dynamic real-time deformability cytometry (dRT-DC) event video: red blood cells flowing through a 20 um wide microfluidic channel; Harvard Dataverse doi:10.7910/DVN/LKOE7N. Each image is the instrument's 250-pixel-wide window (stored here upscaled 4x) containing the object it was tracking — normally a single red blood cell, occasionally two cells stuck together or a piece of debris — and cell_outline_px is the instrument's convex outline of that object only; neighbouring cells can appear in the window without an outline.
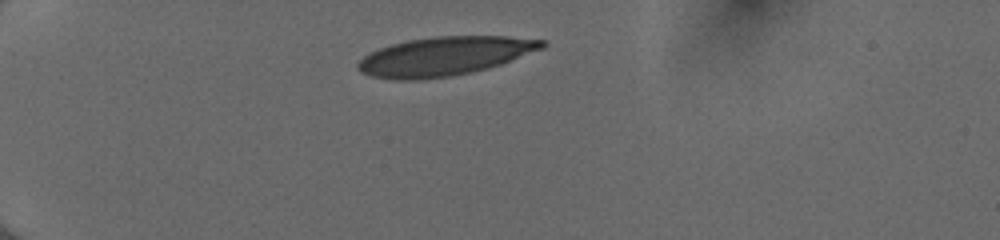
{"species": "human", "species_latin": "Homo sapiens", "temperature_condition": "cold", "stored_images_in_passage": 38, "camera_frame_rate_fps": 3000, "um_per_image_px": 0.085, "donor": {"sex": "female"}, "frame": {"image": 1, "passage_image": 1, "time_ms": 0.0, "image_size_px": [1000, 240], "cell_outline_px": [[548, 44], [544, 48], [500, 64], [488, 68], [472, 72], [452, 76], [420, 80], [392, 80], [372, 76], [360, 72], [356, 68], [356, 64], [364, 56], [380, 48], [392, 44], [408, 40], [436, 36], [508, 36], [548, 40]], "centroid_in_image_um": [37.8, 4.78], "position_along_channel_um": 47.2, "area_um2": 41.85}}
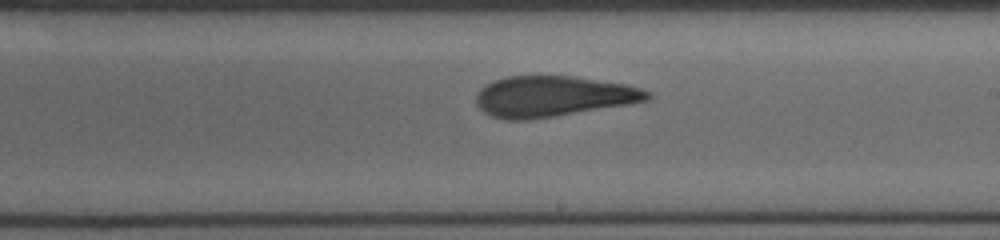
{"frame": {"image": 2, "passage_image": 19, "time_ms": 6.0, "image_size_px": [1000, 240], "cell_outline_px": [[652, 96], [648, 100], [632, 104], [528, 120], [504, 120], [492, 116], [484, 112], [476, 104], [476, 96], [480, 88], [504, 76], [572, 76], [624, 84], [640, 88], [652, 92]], "centroid_in_image_um": [47.02, 8.2], "position_along_channel_um": 242.0, "area_um2": 40.63}}
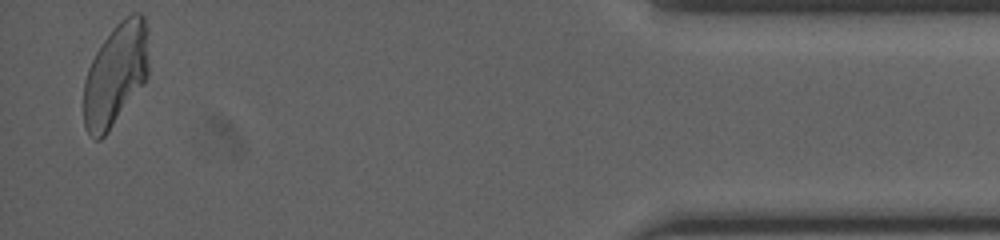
{"frame": {"image": 3, "passage_image": 37, "time_ms": 12.0, "image_size_px": [1000, 240], "cell_outline_px": [[148, 76], [144, 84], [108, 132], [100, 140], [96, 140], [88, 132], [84, 124], [84, 80], [88, 68], [96, 52], [112, 28], [120, 20], [132, 12], [140, 12], [144, 16], [148, 28]], "centroid_in_image_um": [9.85, 6.3], "position_along_channel_um": 425.3, "area_um2": 39.13}, "authors_computed_cell_mechanics": {"area_um2": 41.1247, "velocity_mm_per_s": 4.0421, "shape_relaxation_time_tau1_ms": null, "shape_relaxation_time_tau2_ms": 1.6334, "deformation_change_tau1": null, "deformation_change_tau2": 0.0862}}